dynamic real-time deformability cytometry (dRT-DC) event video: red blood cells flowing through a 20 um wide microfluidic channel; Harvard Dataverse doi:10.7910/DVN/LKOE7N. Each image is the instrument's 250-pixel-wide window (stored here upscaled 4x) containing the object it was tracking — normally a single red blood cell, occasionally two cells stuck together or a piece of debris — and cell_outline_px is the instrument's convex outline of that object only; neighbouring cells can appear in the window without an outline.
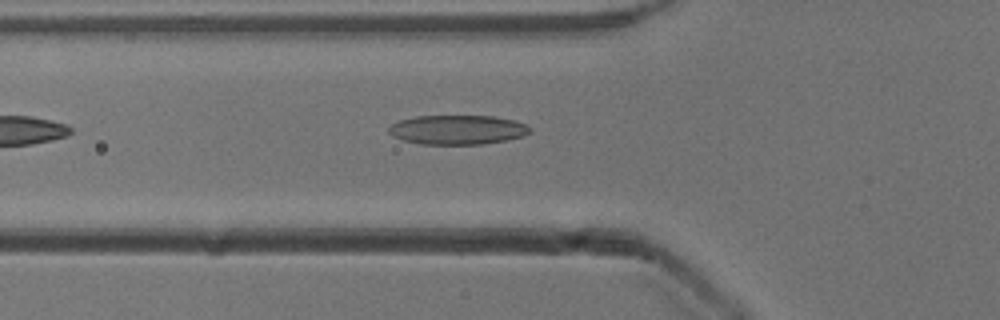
{"species": "common noctule bat (a hibernating species)", "species_latin": "Nyctalus noctula", "temperature_condition": "cold", "stored_images_in_passage": 21, "camera_frame_rate_fps": 3000, "um_per_image_px": 0.085, "animal": {"sex": "male", "body_mass_g": 13.3}, "frame": {"image": 1, "passage_image": 2, "time_ms": 0.333, "image_size_px": [1000, 320], "cell_outline_px": [[528, 132], [524, 136], [484, 144], [420, 144], [404, 140], [392, 136], [388, 132], [388, 128], [392, 124], [400, 120], [416, 116], [492, 116], [512, 120], [524, 124], [528, 128]], "centroid_in_image_um": [38.83, 11.03], "position_along_channel_um": 87.0, "area_um2": 23.87}}
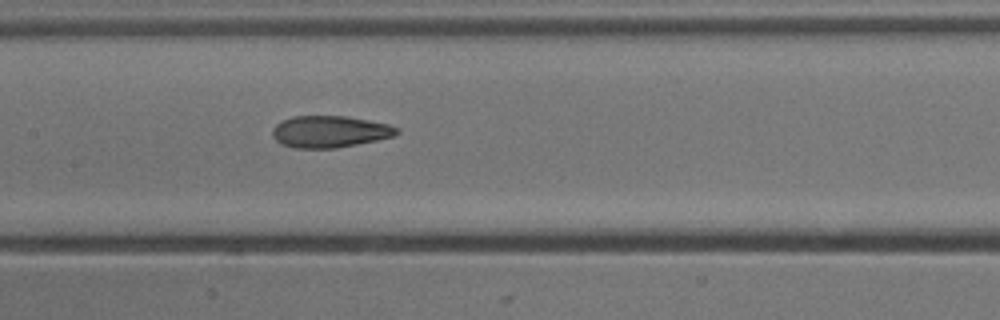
{"frame": {"image": 2, "passage_image": 9, "time_ms": 2.667, "image_size_px": [1000, 320], "cell_outline_px": [[400, 132], [392, 136], [376, 140], [336, 148], [296, 148], [280, 144], [272, 136], [272, 128], [280, 120], [292, 116], [348, 116], [388, 124], [400, 128]], "centroid_in_image_um": [27.99, 11.18], "position_along_channel_um": 179.4, "area_um2": 23.12}}
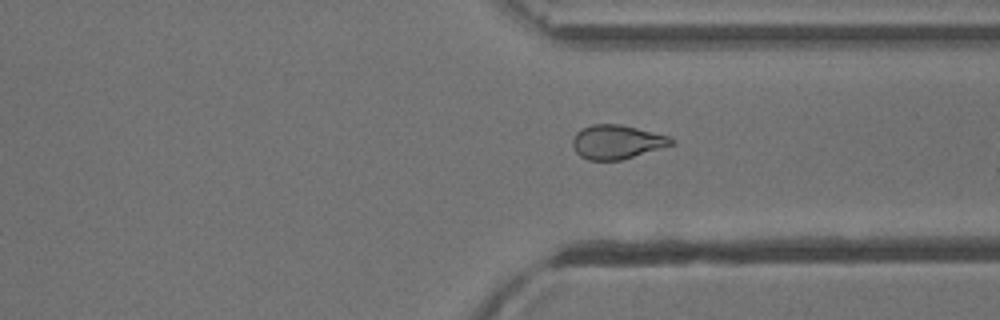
{"frame": {"image": 3, "passage_image": 20, "time_ms": 6.333, "image_size_px": [1000, 320], "cell_outline_px": [[676, 144], [620, 160], [588, 160], [580, 156], [576, 152], [572, 144], [572, 140], [576, 132], [592, 124], [620, 124], [668, 136], [676, 140]], "centroid_in_image_um": [52.44, 12.07], "position_along_channel_um": 359.0, "area_um2": 19.48}}